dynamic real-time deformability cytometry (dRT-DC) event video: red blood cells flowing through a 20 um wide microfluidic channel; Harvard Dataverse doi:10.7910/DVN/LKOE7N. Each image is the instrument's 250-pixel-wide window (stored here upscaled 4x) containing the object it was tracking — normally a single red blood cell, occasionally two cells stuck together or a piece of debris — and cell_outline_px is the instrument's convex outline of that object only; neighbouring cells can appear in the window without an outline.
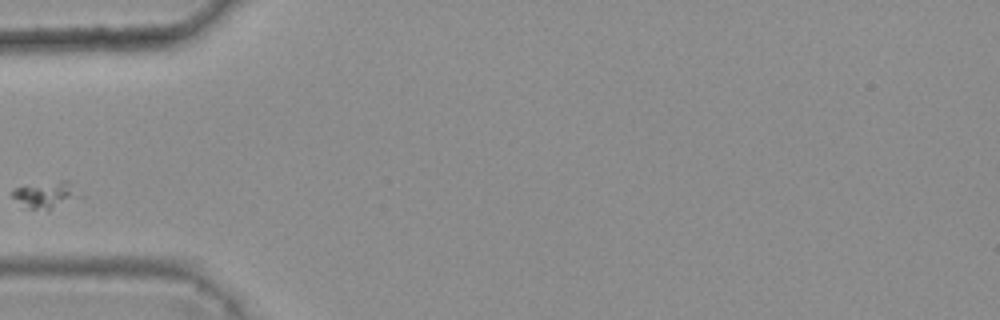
{"species": "common noctule bat (a hibernating species)", "species_latin": "Nyctalus noctula", "temperature_condition": "warm", "stored_images_in_passage": 1, "camera_frame_rate_fps": 3000, "um_per_image_px": 0.085, "animal": {"sex": "female", "body_mass_g": 25.1}, "frame": {"image": 1, "passage_image": 1, "time_ms": 0.0, "image_size_px": [1000, 320], "cell_outline_px": [[84, 196], [48, 208], [28, 208], [12, 196], [12, 188], [60, 180], [68, 180], [80, 188]], "centroid_in_image_um": [4.0, 16.49], "position_along_channel_um": 81.0, "area_um2": 10.23}}